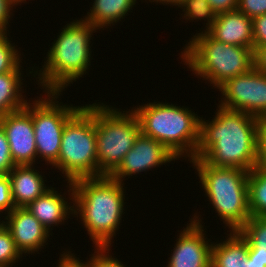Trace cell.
<instances>
[{"label": "cell", "instance_id": "obj_6", "mask_svg": "<svg viewBox=\"0 0 266 267\" xmlns=\"http://www.w3.org/2000/svg\"><path fill=\"white\" fill-rule=\"evenodd\" d=\"M187 45L181 58L197 76L217 88L254 67L251 48L219 42L206 31L194 35Z\"/></svg>", "mask_w": 266, "mask_h": 267}, {"label": "cell", "instance_id": "obj_4", "mask_svg": "<svg viewBox=\"0 0 266 267\" xmlns=\"http://www.w3.org/2000/svg\"><path fill=\"white\" fill-rule=\"evenodd\" d=\"M141 133L161 142L177 158L193 159L200 142V117L187 108L169 103H147L132 110ZM199 117V118H198Z\"/></svg>", "mask_w": 266, "mask_h": 267}, {"label": "cell", "instance_id": "obj_31", "mask_svg": "<svg viewBox=\"0 0 266 267\" xmlns=\"http://www.w3.org/2000/svg\"><path fill=\"white\" fill-rule=\"evenodd\" d=\"M258 163L266 169V116L258 118Z\"/></svg>", "mask_w": 266, "mask_h": 267}, {"label": "cell", "instance_id": "obj_27", "mask_svg": "<svg viewBox=\"0 0 266 267\" xmlns=\"http://www.w3.org/2000/svg\"><path fill=\"white\" fill-rule=\"evenodd\" d=\"M237 10L253 19L266 14V0H238Z\"/></svg>", "mask_w": 266, "mask_h": 267}, {"label": "cell", "instance_id": "obj_22", "mask_svg": "<svg viewBox=\"0 0 266 267\" xmlns=\"http://www.w3.org/2000/svg\"><path fill=\"white\" fill-rule=\"evenodd\" d=\"M248 197L251 216L266 217V169L256 166L249 171Z\"/></svg>", "mask_w": 266, "mask_h": 267}, {"label": "cell", "instance_id": "obj_12", "mask_svg": "<svg viewBox=\"0 0 266 267\" xmlns=\"http://www.w3.org/2000/svg\"><path fill=\"white\" fill-rule=\"evenodd\" d=\"M175 159L177 160L178 158L161 142L140 133L132 149L126 153L123 161L110 177L122 183V179L128 175L139 174V172Z\"/></svg>", "mask_w": 266, "mask_h": 267}, {"label": "cell", "instance_id": "obj_9", "mask_svg": "<svg viewBox=\"0 0 266 267\" xmlns=\"http://www.w3.org/2000/svg\"><path fill=\"white\" fill-rule=\"evenodd\" d=\"M46 93L49 98L43 99L42 97L41 100H34V105H31L33 106L32 121L37 157H43V160L47 161L46 163L49 162L53 166L59 157L64 126L81 107H68L63 104L61 106L56 101L57 96L60 95L59 92Z\"/></svg>", "mask_w": 266, "mask_h": 267}, {"label": "cell", "instance_id": "obj_3", "mask_svg": "<svg viewBox=\"0 0 266 267\" xmlns=\"http://www.w3.org/2000/svg\"><path fill=\"white\" fill-rule=\"evenodd\" d=\"M95 30V26L82 19L65 25L48 51L43 71L38 73V83L47 90L45 92L60 93L70 82L86 73L91 58L89 42Z\"/></svg>", "mask_w": 266, "mask_h": 267}, {"label": "cell", "instance_id": "obj_11", "mask_svg": "<svg viewBox=\"0 0 266 267\" xmlns=\"http://www.w3.org/2000/svg\"><path fill=\"white\" fill-rule=\"evenodd\" d=\"M31 104L27 102L24 108L0 116V125L8 139L15 165H32L36 160Z\"/></svg>", "mask_w": 266, "mask_h": 267}, {"label": "cell", "instance_id": "obj_17", "mask_svg": "<svg viewBox=\"0 0 266 267\" xmlns=\"http://www.w3.org/2000/svg\"><path fill=\"white\" fill-rule=\"evenodd\" d=\"M50 188L25 207L49 232L51 225L61 224L70 214H74V206H69L61 194Z\"/></svg>", "mask_w": 266, "mask_h": 267}, {"label": "cell", "instance_id": "obj_29", "mask_svg": "<svg viewBox=\"0 0 266 267\" xmlns=\"http://www.w3.org/2000/svg\"><path fill=\"white\" fill-rule=\"evenodd\" d=\"M97 254L94 252V255L91 257L90 261L91 267H125L121 262L110 255L106 254V250L110 249L107 247H97Z\"/></svg>", "mask_w": 266, "mask_h": 267}, {"label": "cell", "instance_id": "obj_16", "mask_svg": "<svg viewBox=\"0 0 266 267\" xmlns=\"http://www.w3.org/2000/svg\"><path fill=\"white\" fill-rule=\"evenodd\" d=\"M33 165H16L7 175L15 207H26L50 188L46 187L41 174Z\"/></svg>", "mask_w": 266, "mask_h": 267}, {"label": "cell", "instance_id": "obj_5", "mask_svg": "<svg viewBox=\"0 0 266 267\" xmlns=\"http://www.w3.org/2000/svg\"><path fill=\"white\" fill-rule=\"evenodd\" d=\"M203 189L215 210L231 230L238 232L251 217L248 197L249 171L235 167H216L199 158L191 161Z\"/></svg>", "mask_w": 266, "mask_h": 267}, {"label": "cell", "instance_id": "obj_25", "mask_svg": "<svg viewBox=\"0 0 266 267\" xmlns=\"http://www.w3.org/2000/svg\"><path fill=\"white\" fill-rule=\"evenodd\" d=\"M7 32H0V74L14 72L20 64V55L7 37Z\"/></svg>", "mask_w": 266, "mask_h": 267}, {"label": "cell", "instance_id": "obj_30", "mask_svg": "<svg viewBox=\"0 0 266 267\" xmlns=\"http://www.w3.org/2000/svg\"><path fill=\"white\" fill-rule=\"evenodd\" d=\"M254 51L260 46H266V14L252 19Z\"/></svg>", "mask_w": 266, "mask_h": 267}, {"label": "cell", "instance_id": "obj_10", "mask_svg": "<svg viewBox=\"0 0 266 267\" xmlns=\"http://www.w3.org/2000/svg\"><path fill=\"white\" fill-rule=\"evenodd\" d=\"M218 89L225 96L219 106L257 118L266 116V74L255 67L229 79Z\"/></svg>", "mask_w": 266, "mask_h": 267}, {"label": "cell", "instance_id": "obj_8", "mask_svg": "<svg viewBox=\"0 0 266 267\" xmlns=\"http://www.w3.org/2000/svg\"><path fill=\"white\" fill-rule=\"evenodd\" d=\"M124 112L114 110L104 104H96L99 177L110 176L118 168L141 133L140 122L136 114L132 110Z\"/></svg>", "mask_w": 266, "mask_h": 267}, {"label": "cell", "instance_id": "obj_1", "mask_svg": "<svg viewBox=\"0 0 266 267\" xmlns=\"http://www.w3.org/2000/svg\"><path fill=\"white\" fill-rule=\"evenodd\" d=\"M218 108L212 121L200 118V142L194 158L211 166L250 171L258 163V118Z\"/></svg>", "mask_w": 266, "mask_h": 267}, {"label": "cell", "instance_id": "obj_18", "mask_svg": "<svg viewBox=\"0 0 266 267\" xmlns=\"http://www.w3.org/2000/svg\"><path fill=\"white\" fill-rule=\"evenodd\" d=\"M226 241L212 244L211 267H249L248 242L239 232H231Z\"/></svg>", "mask_w": 266, "mask_h": 267}, {"label": "cell", "instance_id": "obj_36", "mask_svg": "<svg viewBox=\"0 0 266 267\" xmlns=\"http://www.w3.org/2000/svg\"><path fill=\"white\" fill-rule=\"evenodd\" d=\"M160 2V3H166V4H173V5H175V6H178L179 5V3H180V1L181 0H153V2ZM150 2H152L151 0H150Z\"/></svg>", "mask_w": 266, "mask_h": 267}, {"label": "cell", "instance_id": "obj_7", "mask_svg": "<svg viewBox=\"0 0 266 267\" xmlns=\"http://www.w3.org/2000/svg\"><path fill=\"white\" fill-rule=\"evenodd\" d=\"M68 182L99 177L96 148V103L81 108L66 122L58 160L53 164Z\"/></svg>", "mask_w": 266, "mask_h": 267}, {"label": "cell", "instance_id": "obj_35", "mask_svg": "<svg viewBox=\"0 0 266 267\" xmlns=\"http://www.w3.org/2000/svg\"><path fill=\"white\" fill-rule=\"evenodd\" d=\"M254 67L266 74V46H260L254 51Z\"/></svg>", "mask_w": 266, "mask_h": 267}, {"label": "cell", "instance_id": "obj_21", "mask_svg": "<svg viewBox=\"0 0 266 267\" xmlns=\"http://www.w3.org/2000/svg\"><path fill=\"white\" fill-rule=\"evenodd\" d=\"M20 69L18 67L14 72L0 74V116L20 110L27 104L20 90L22 88Z\"/></svg>", "mask_w": 266, "mask_h": 267}, {"label": "cell", "instance_id": "obj_19", "mask_svg": "<svg viewBox=\"0 0 266 267\" xmlns=\"http://www.w3.org/2000/svg\"><path fill=\"white\" fill-rule=\"evenodd\" d=\"M238 232L248 242L249 267H266V217L251 216Z\"/></svg>", "mask_w": 266, "mask_h": 267}, {"label": "cell", "instance_id": "obj_28", "mask_svg": "<svg viewBox=\"0 0 266 267\" xmlns=\"http://www.w3.org/2000/svg\"><path fill=\"white\" fill-rule=\"evenodd\" d=\"M15 205L11 196L10 180L8 175L0 173V212H12Z\"/></svg>", "mask_w": 266, "mask_h": 267}, {"label": "cell", "instance_id": "obj_20", "mask_svg": "<svg viewBox=\"0 0 266 267\" xmlns=\"http://www.w3.org/2000/svg\"><path fill=\"white\" fill-rule=\"evenodd\" d=\"M136 0H94L91 13H87V17L83 20L91 23L97 29L105 26H111L117 23L130 9L134 7Z\"/></svg>", "mask_w": 266, "mask_h": 267}, {"label": "cell", "instance_id": "obj_14", "mask_svg": "<svg viewBox=\"0 0 266 267\" xmlns=\"http://www.w3.org/2000/svg\"><path fill=\"white\" fill-rule=\"evenodd\" d=\"M6 219L8 221L3 223L21 254L38 252L43 248L41 246H45L50 232L25 207H15Z\"/></svg>", "mask_w": 266, "mask_h": 267}, {"label": "cell", "instance_id": "obj_24", "mask_svg": "<svg viewBox=\"0 0 266 267\" xmlns=\"http://www.w3.org/2000/svg\"><path fill=\"white\" fill-rule=\"evenodd\" d=\"M21 255V252L16 248L10 230L3 222H0V267H12Z\"/></svg>", "mask_w": 266, "mask_h": 267}, {"label": "cell", "instance_id": "obj_26", "mask_svg": "<svg viewBox=\"0 0 266 267\" xmlns=\"http://www.w3.org/2000/svg\"><path fill=\"white\" fill-rule=\"evenodd\" d=\"M15 166L10 154L8 139L0 125V173L7 175Z\"/></svg>", "mask_w": 266, "mask_h": 267}, {"label": "cell", "instance_id": "obj_37", "mask_svg": "<svg viewBox=\"0 0 266 267\" xmlns=\"http://www.w3.org/2000/svg\"><path fill=\"white\" fill-rule=\"evenodd\" d=\"M18 3L20 2V3H22V2H26V0H16Z\"/></svg>", "mask_w": 266, "mask_h": 267}, {"label": "cell", "instance_id": "obj_23", "mask_svg": "<svg viewBox=\"0 0 266 267\" xmlns=\"http://www.w3.org/2000/svg\"><path fill=\"white\" fill-rule=\"evenodd\" d=\"M178 7L184 8L185 19L201 20L206 18L208 20V23H206V32L211 28L217 17V14L207 0H181Z\"/></svg>", "mask_w": 266, "mask_h": 267}, {"label": "cell", "instance_id": "obj_33", "mask_svg": "<svg viewBox=\"0 0 266 267\" xmlns=\"http://www.w3.org/2000/svg\"><path fill=\"white\" fill-rule=\"evenodd\" d=\"M216 14L237 10L238 0H207Z\"/></svg>", "mask_w": 266, "mask_h": 267}, {"label": "cell", "instance_id": "obj_34", "mask_svg": "<svg viewBox=\"0 0 266 267\" xmlns=\"http://www.w3.org/2000/svg\"><path fill=\"white\" fill-rule=\"evenodd\" d=\"M68 253V254H67ZM66 254H61L62 258H59L58 267H91V264L89 262H86L85 264L79 261V258H75V256L69 251Z\"/></svg>", "mask_w": 266, "mask_h": 267}, {"label": "cell", "instance_id": "obj_32", "mask_svg": "<svg viewBox=\"0 0 266 267\" xmlns=\"http://www.w3.org/2000/svg\"><path fill=\"white\" fill-rule=\"evenodd\" d=\"M14 5H18L16 0H0V32H6L9 23V18L11 15V8Z\"/></svg>", "mask_w": 266, "mask_h": 267}, {"label": "cell", "instance_id": "obj_2", "mask_svg": "<svg viewBox=\"0 0 266 267\" xmlns=\"http://www.w3.org/2000/svg\"><path fill=\"white\" fill-rule=\"evenodd\" d=\"M67 183L72 192L70 200L76 204L73 205L76 206L74 214L80 215L95 246L108 248L124 214V184L110 176Z\"/></svg>", "mask_w": 266, "mask_h": 267}, {"label": "cell", "instance_id": "obj_15", "mask_svg": "<svg viewBox=\"0 0 266 267\" xmlns=\"http://www.w3.org/2000/svg\"><path fill=\"white\" fill-rule=\"evenodd\" d=\"M252 18L239 10L217 14L207 33L215 40L254 51Z\"/></svg>", "mask_w": 266, "mask_h": 267}, {"label": "cell", "instance_id": "obj_13", "mask_svg": "<svg viewBox=\"0 0 266 267\" xmlns=\"http://www.w3.org/2000/svg\"><path fill=\"white\" fill-rule=\"evenodd\" d=\"M198 217L179 234L167 267H211V249Z\"/></svg>", "mask_w": 266, "mask_h": 267}]
</instances>
